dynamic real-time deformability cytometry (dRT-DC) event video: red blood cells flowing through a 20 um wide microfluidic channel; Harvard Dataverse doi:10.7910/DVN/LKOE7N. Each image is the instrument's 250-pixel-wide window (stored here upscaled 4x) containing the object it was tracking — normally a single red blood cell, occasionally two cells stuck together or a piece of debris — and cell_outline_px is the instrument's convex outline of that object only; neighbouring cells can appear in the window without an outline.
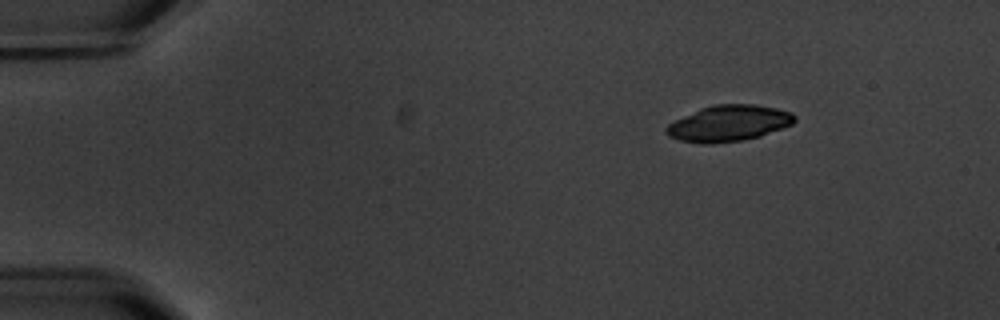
{"species": "common noctule bat (a hibernating species)", "species_latin": "Nyctalus noctula", "temperature_condition": "warm", "stored_images_in_passage": 5, "camera_frame_rate_fps": 3000, "um_per_image_px": 0.085, "animal": {"sex": "male", "body_mass_g": 20.1, "forearm_length_mm": 53.5}, "frame": {"image": 1, "passage_image": 3, "time_ms": 2.333, "image_size_px": [1000, 320], "cell_outline_px": [[796, 120], [792, 124], [760, 136], [744, 140], [712, 144], [704, 144], [680, 140], [668, 136], [664, 132], [664, 128], [668, 124], [700, 108], [716, 104], [756, 104], [776, 108], [792, 112], [796, 116]], "centroid_in_image_um": [61.94, 10.48], "position_along_channel_um": 23.1, "area_um2": 27.05}}